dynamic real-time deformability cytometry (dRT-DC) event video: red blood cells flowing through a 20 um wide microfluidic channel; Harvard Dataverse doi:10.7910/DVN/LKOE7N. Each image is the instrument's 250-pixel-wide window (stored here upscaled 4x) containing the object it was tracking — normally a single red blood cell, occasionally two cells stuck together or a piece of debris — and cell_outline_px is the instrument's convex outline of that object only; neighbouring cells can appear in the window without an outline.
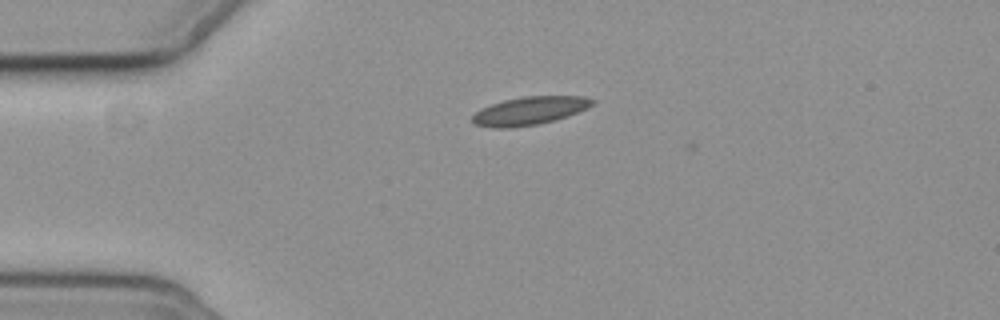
{"species": "common noctule bat (a hibernating species)", "species_latin": "Nyctalus noctula", "temperature_condition": "cold", "stored_images_in_passage": 4, "camera_frame_rate_fps": 3000, "um_per_image_px": 0.085, "animal": {"sex": "female", "body_mass_g": 19.3, "forearm_length_mm": 54.1}, "frame": {"image": 1, "passage_image": 2, "time_ms": 1.0, "image_size_px": [1000, 320], "cell_outline_px": [[596, 104], [588, 108], [568, 116], [556, 120], [536, 124], [508, 128], [496, 128], [472, 124], [472, 116], [480, 108], [504, 100], [524, 96], [584, 96], [596, 100]], "centroid_in_image_um": [45.05, 9.41], "position_along_channel_um": 40.0, "area_um2": 19.83}}
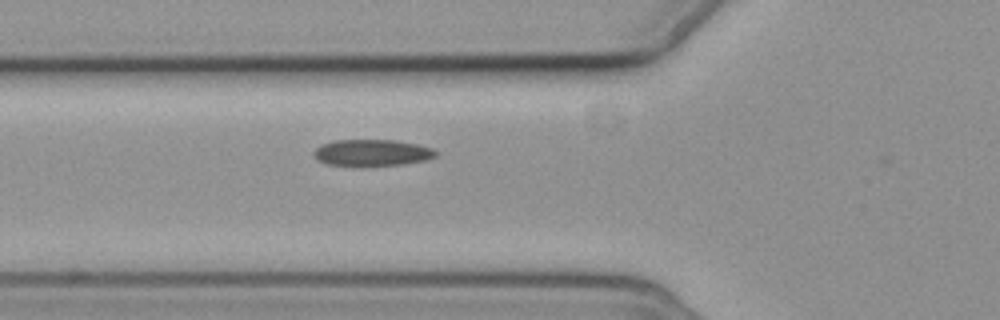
{"frame": {"image": 2, "passage_image": 4, "time_ms": 3.333, "image_size_px": [1000, 320], "cell_outline_px": [[436, 156], [424, 160], [404, 164], [328, 164], [316, 160], [312, 156], [312, 152], [320, 144], [332, 140], [396, 140], [416, 144], [432, 148], [436, 152]], "centroid_in_image_um": [31.56, 12.95], "position_along_channel_um": 94.2, "area_um2": 18.44}}